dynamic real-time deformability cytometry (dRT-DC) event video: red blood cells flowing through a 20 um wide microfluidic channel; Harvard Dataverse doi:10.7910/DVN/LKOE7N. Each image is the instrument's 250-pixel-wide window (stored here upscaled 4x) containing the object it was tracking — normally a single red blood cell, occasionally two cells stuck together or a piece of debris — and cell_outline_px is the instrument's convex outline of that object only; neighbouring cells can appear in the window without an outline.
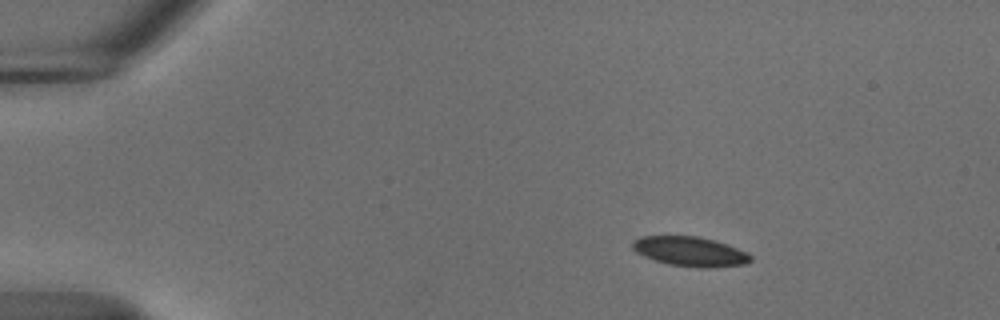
{"species": "common noctule bat (a hibernating species)", "species_latin": "Nyctalus noctula", "temperature_condition": "cold", "stored_images_in_passage": 47, "camera_frame_rate_fps": 3000, "um_per_image_px": 0.085, "animal": {"sex": "male", "body_mass_g": 18.8}, "frame": {"image": 1, "passage_image": 1, "time_ms": 0.0, "image_size_px": [1000, 320], "cell_outline_px": [[752, 260], [744, 264], [708, 268], [700, 268], [668, 264], [644, 256], [636, 252], [632, 248], [632, 244], [640, 236], [696, 236], [712, 240], [748, 252], [752, 256]], "centroid_in_image_um": [58.66, 21.38], "position_along_channel_um": 26.3, "area_um2": 20.11}}
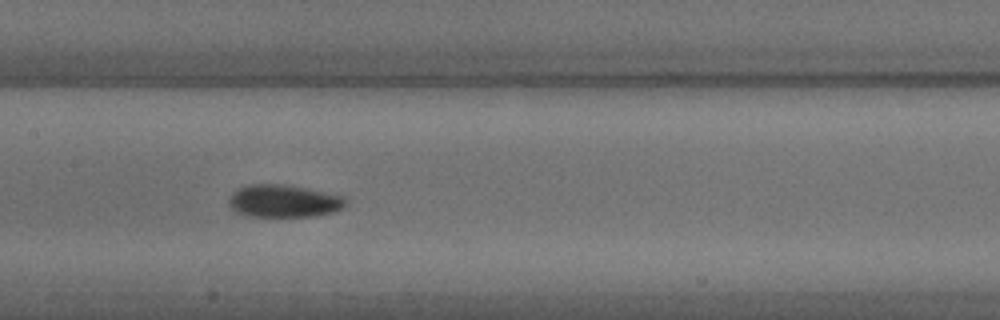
{"frame": {"image": 2, "passage_image": 20, "time_ms": 6.333, "image_size_px": [1000, 320], "cell_outline_px": [[348, 200], [344, 208], [332, 212], [312, 216], [248, 216], [236, 212], [228, 208], [228, 200], [240, 188], [252, 184], [280, 184], [304, 188], [344, 196]], "centroid_in_image_um": [24.13, 17.1], "position_along_channel_um": 183.3, "area_um2": 21.96}}
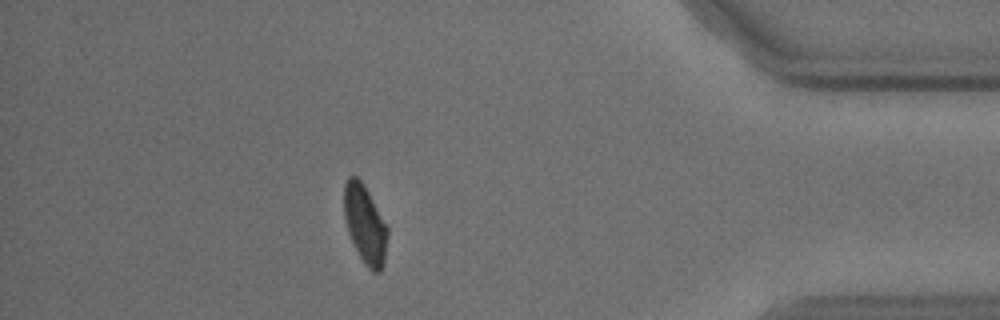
{"frame": {"image": 3, "passage_image": 41, "time_ms": 13.333, "image_size_px": [1000, 320], "cell_outline_px": [[388, 236], [384, 264], [380, 272], [372, 272], [364, 264], [348, 232], [344, 216], [344, 184], [348, 176], [356, 176], [364, 184], [388, 228]], "centroid_in_image_um": [31.03, 19.07], "position_along_channel_um": 404.2, "area_um2": 19.83}, "authors_computed_cell_mechanics": {"area_um2": 21.2704, "velocity_mm_per_s": 3.6863, "shape_relaxation_time_tau1_ms": 4.1817, "shape_relaxation_time_tau2_ms": null, "deformation_change_tau1": 0.0997, "deformation_change_tau2": null}}